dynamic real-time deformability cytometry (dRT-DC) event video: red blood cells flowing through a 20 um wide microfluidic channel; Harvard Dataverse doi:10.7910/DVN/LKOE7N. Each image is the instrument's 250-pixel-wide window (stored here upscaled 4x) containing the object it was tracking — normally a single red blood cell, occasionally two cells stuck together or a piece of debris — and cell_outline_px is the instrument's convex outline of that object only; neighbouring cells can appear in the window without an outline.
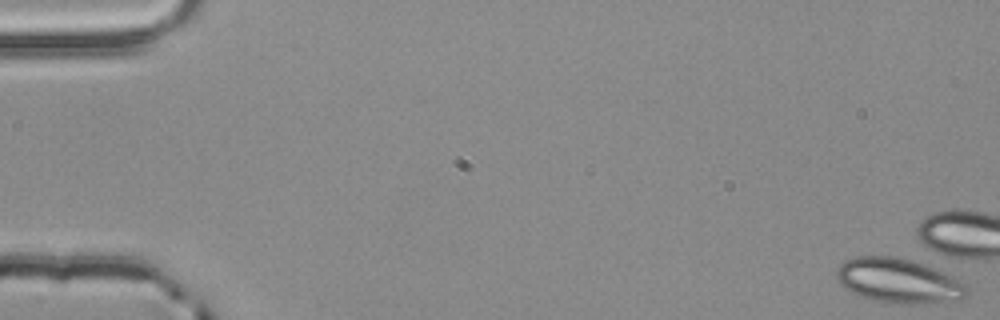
{"species": "common noctule bat (a hibernating species)", "species_latin": "Nyctalus noctula", "temperature_condition": "room temperature", "stored_images_in_passage": 1, "camera_frame_rate_fps": 3000, "um_per_image_px": 0.085, "animal": {"sex": "male", "body_mass_g": 20.4}, "frame": {"image": 1, "passage_image": 1, "time_ms": 0.0, "image_size_px": [1000, 320], "cell_outline_px": [[968, 292], [960, 300], [924, 304], [900, 304], [872, 300], [852, 292], [844, 288], [840, 284], [836, 276], [836, 268], [844, 260], [856, 256], [892, 256], [924, 260], [944, 268], [968, 284]], "centroid_in_image_um": [76.49, 23.82], "position_along_channel_um": 8.5, "area_um2": 35.49}}